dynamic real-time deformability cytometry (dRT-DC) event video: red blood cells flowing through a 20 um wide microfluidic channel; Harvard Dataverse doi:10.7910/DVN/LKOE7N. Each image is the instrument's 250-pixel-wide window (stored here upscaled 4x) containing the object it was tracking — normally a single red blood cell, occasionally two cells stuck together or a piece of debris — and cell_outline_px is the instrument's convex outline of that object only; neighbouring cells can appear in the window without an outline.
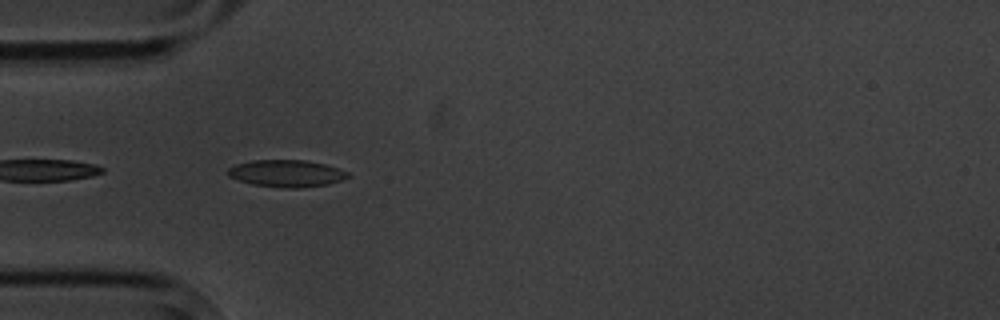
{"species": "common noctule bat (a hibernating species)", "species_latin": "Nyctalus noctula", "temperature_condition": "cold", "stored_images_in_passage": 10, "camera_frame_rate_fps": 3000, "um_per_image_px": 0.085, "animal": {"sex": "male", "body_mass_g": 20.1, "forearm_length_mm": 53.5}, "frame": {"image": 1, "passage_image": 4, "time_ms": 3.667, "image_size_px": [1000, 320], "cell_outline_px": [[352, 176], [344, 180], [328, 184], [300, 188], [284, 188], [252, 184], [228, 176], [228, 168], [236, 164], [252, 160], [304, 160], [324, 164], [348, 172]], "centroid_in_image_um": [24.38, 14.74], "position_along_channel_um": 60.6, "area_um2": 18.9}}
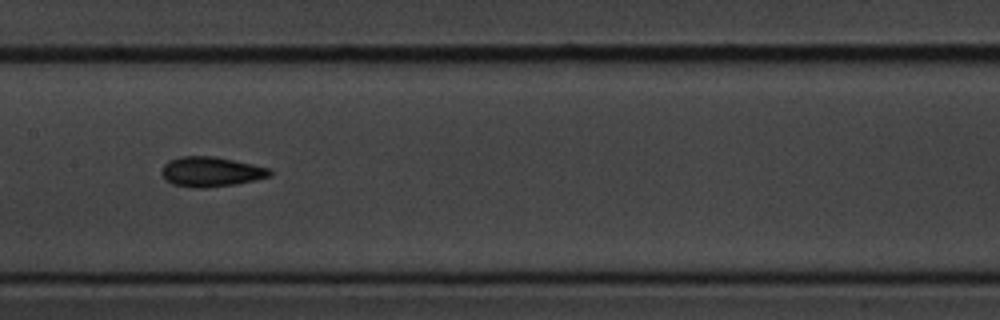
{"frame": {"image": 2, "passage_image": 7, "time_ms": 7.333, "image_size_px": [1000, 320], "cell_outline_px": [[272, 176], [256, 180], [236, 184], [204, 188], [196, 188], [172, 184], [164, 180], [160, 172], [164, 164], [168, 160], [180, 156], [216, 156], [252, 164], [268, 168], [272, 172]], "centroid_in_image_um": [17.9, 14.6], "position_along_channel_um": 189.5, "area_um2": 19.07}}
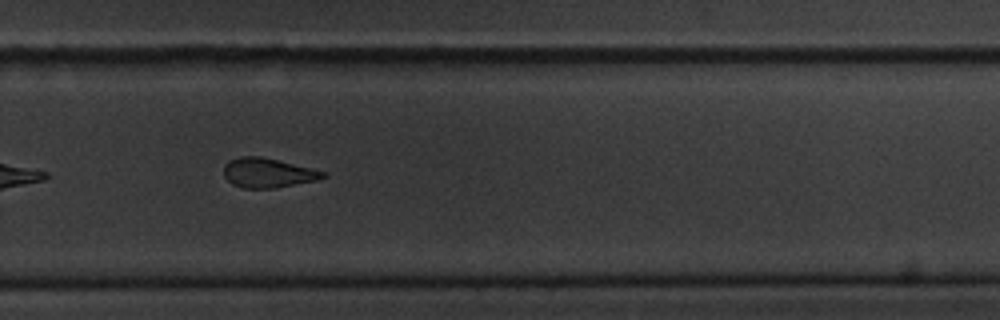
{"frame": {"image": 3, "passage_image": 10, "time_ms": 10.667, "image_size_px": [1000, 320], "cell_outline_px": [[328, 176], [316, 180], [276, 188], [244, 188], [232, 184], [224, 176], [224, 164], [240, 156], [260, 156], [312, 168], [324, 172]], "centroid_in_image_um": [22.76, 14.69], "position_along_channel_um": 307.0, "area_um2": 16.94}}